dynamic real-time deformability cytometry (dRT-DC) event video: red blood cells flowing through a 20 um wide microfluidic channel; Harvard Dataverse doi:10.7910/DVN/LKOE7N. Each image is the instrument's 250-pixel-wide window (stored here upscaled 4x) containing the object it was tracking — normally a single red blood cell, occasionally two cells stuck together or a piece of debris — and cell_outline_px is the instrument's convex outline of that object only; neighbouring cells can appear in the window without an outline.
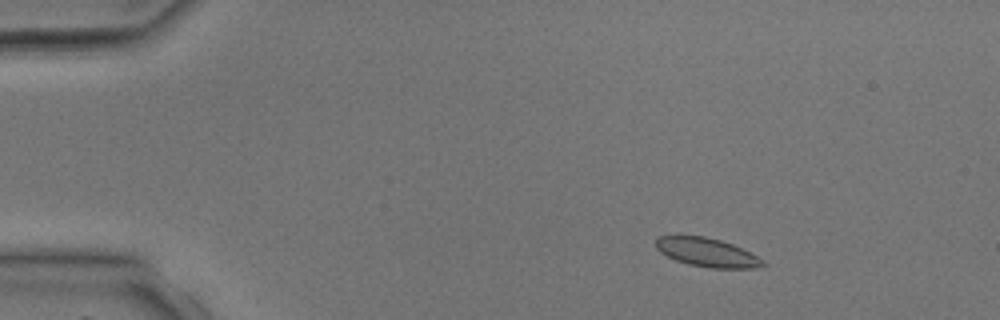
{"species": "common noctule bat (a hibernating species)", "species_latin": "Nyctalus noctula", "temperature_condition": "room temperature", "stored_images_in_passage": 4, "camera_frame_rate_fps": 3000, "um_per_image_px": 0.085, "animal": {"sex": "male", "body_mass_g": 17.9, "forearm_length_mm": 54.2}, "frame": {"image": 1, "passage_image": 1, "time_ms": 0.0, "image_size_px": [1000, 320], "cell_outline_px": [[768, 264], [756, 268], [712, 268], [688, 264], [676, 260], [660, 252], [656, 248], [656, 240], [660, 236], [704, 236], [720, 240], [732, 244], [764, 260]], "centroid_in_image_um": [60.11, 21.46], "position_along_channel_um": 24.9, "area_um2": 17.69}}
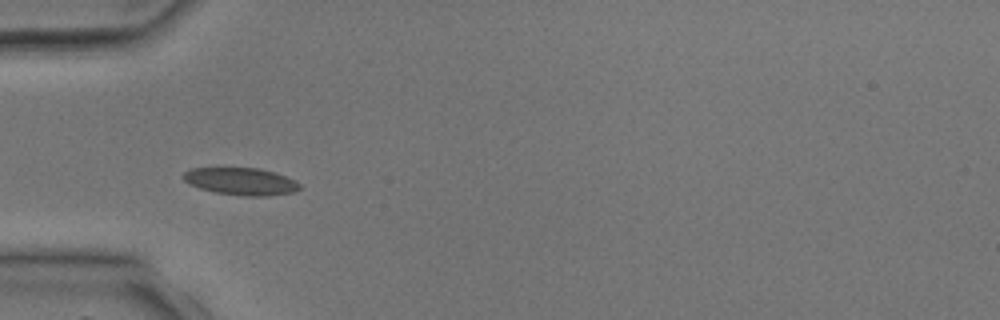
{"frame": {"image": 2, "passage_image": 3, "time_ms": 2.333, "image_size_px": [1000, 320], "cell_outline_px": [[300, 188], [292, 192], [268, 196], [244, 196], [216, 192], [200, 188], [188, 184], [184, 180], [184, 172], [192, 168], [260, 168], [276, 172], [296, 180], [300, 184]], "centroid_in_image_um": [20.51, 15.41], "position_along_channel_um": 64.5, "area_um2": 18.5}}